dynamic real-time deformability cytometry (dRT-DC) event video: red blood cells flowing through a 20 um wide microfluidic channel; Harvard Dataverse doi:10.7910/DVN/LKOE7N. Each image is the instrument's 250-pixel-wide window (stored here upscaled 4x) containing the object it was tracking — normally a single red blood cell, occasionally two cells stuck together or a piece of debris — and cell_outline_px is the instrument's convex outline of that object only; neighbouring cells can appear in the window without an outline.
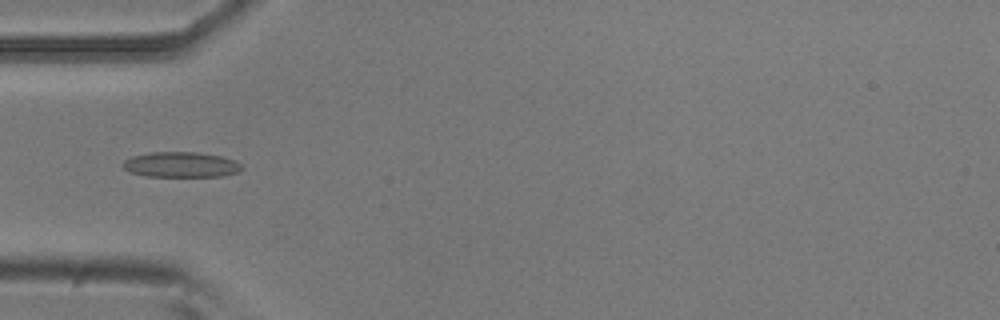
{"species": "common noctule bat (a hibernating species)", "species_latin": "Nyctalus noctula", "temperature_condition": "room temperature", "stored_images_in_passage": 51, "camera_frame_rate_fps": 3000, "um_per_image_px": 0.085, "animal": {"sex": "male", "body_mass_g": 20.5, "forearm_length_mm": 52.5}, "frame": {"image": 1, "passage_image": 14, "time_ms": 4.333, "image_size_px": [1000, 320], "cell_outline_px": [[244, 168], [240, 172], [220, 176], [148, 176], [132, 172], [124, 168], [124, 160], [132, 156], [152, 152], [196, 152], [220, 156], [236, 160]], "centroid_in_image_um": [15.44, 13.99], "position_along_channel_um": 69.6, "area_um2": 17.4}}
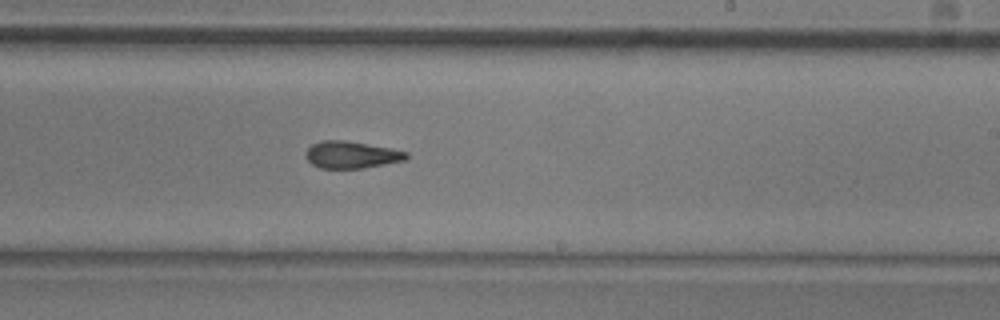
{"frame": {"image": 2, "passage_image": 29, "time_ms": 9.333, "image_size_px": [1000, 320], "cell_outline_px": [[408, 156], [404, 160], [364, 168], [320, 168], [312, 164], [304, 156], [304, 152], [312, 144], [320, 140], [344, 140], [388, 148], [408, 152]], "centroid_in_image_um": [29.81, 13.15], "position_along_channel_um": 259.2, "area_um2": 15.72}}
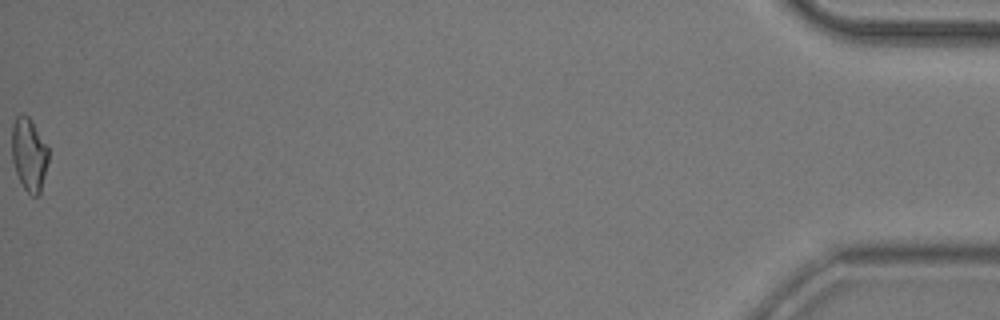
{"frame": {"image": 3, "passage_image": 51, "time_ms": 16.667, "image_size_px": [1000, 320], "cell_outline_px": [[48, 160], [40, 192], [36, 196], [32, 196], [24, 188], [16, 172], [12, 160], [12, 124], [16, 116], [28, 116], [48, 148]], "centroid_in_image_um": [2.45, 13.14], "position_along_channel_um": 432.7, "area_um2": 15.14}, "authors_computed_cell_mechanics": {"area_um2": 16.0684, "velocity_mm_per_s": 3.7685, "shape_relaxation_time_tau1_ms": 7.7176, "shape_relaxation_time_tau2_ms": 3.1979, "deformation_change_tau1": 0.179, "deformation_change_tau2": 0.1073}}